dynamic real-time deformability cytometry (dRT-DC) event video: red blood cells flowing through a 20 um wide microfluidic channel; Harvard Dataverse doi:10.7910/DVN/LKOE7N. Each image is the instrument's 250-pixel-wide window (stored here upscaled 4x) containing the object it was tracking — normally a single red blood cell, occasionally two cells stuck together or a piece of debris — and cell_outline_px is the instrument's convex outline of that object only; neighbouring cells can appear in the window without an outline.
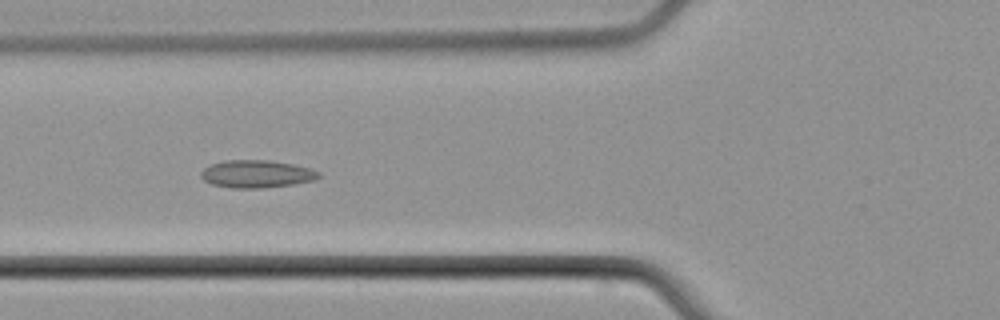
{"species": "common noctule bat (a hibernating species)", "species_latin": "Nyctalus noctula", "temperature_condition": "cold", "stored_images_in_passage": 8, "camera_frame_rate_fps": 3000, "um_per_image_px": 0.085, "animal": {"sex": "male", "body_mass_g": 21.5, "forearm_length_mm": 52.0}, "frame": {"image": 1, "passage_image": 5, "time_ms": 5.0, "image_size_px": [1000, 320], "cell_outline_px": [[320, 176], [316, 180], [292, 184], [260, 188], [232, 188], [212, 184], [204, 180], [200, 176], [200, 172], [204, 168], [212, 164], [224, 160], [268, 160], [292, 164], [308, 168], [320, 172]], "centroid_in_image_um": [21.79, 14.78], "position_along_channel_um": 104.0, "area_um2": 18.84}}
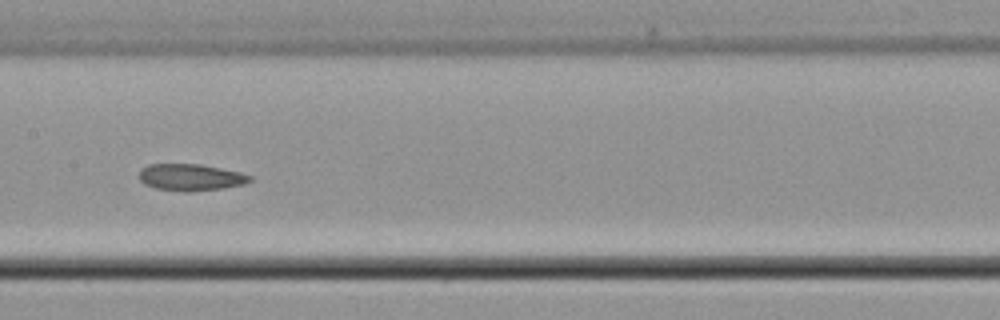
{"frame": {"image": 2, "passage_image": 7, "time_ms": 7.333, "image_size_px": [1000, 320], "cell_outline_px": [[252, 180], [244, 184], [224, 188], [188, 192], [184, 192], [156, 188], [144, 184], [140, 180], [140, 168], [148, 164], [200, 164], [240, 172], [252, 176]], "centroid_in_image_um": [16.2, 15.07], "position_along_channel_um": 191.2, "area_um2": 17.34}}
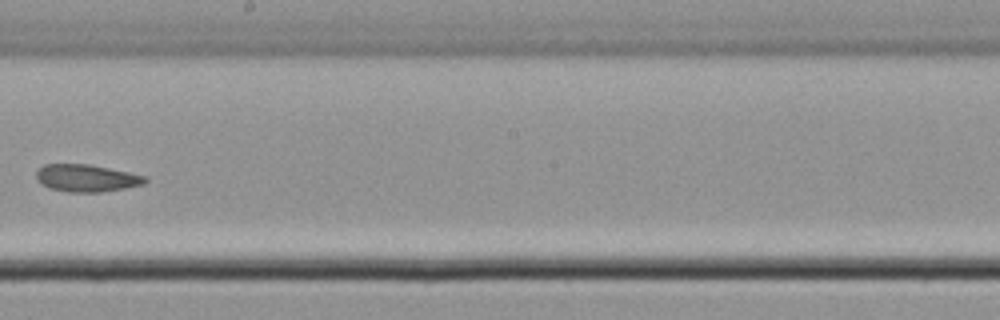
{"frame": {"image": 3, "passage_image": 8, "time_ms": 8.667, "image_size_px": [1000, 320], "cell_outline_px": [[148, 180], [144, 184], [124, 188], [100, 192], [68, 192], [48, 188], [40, 184], [36, 180], [36, 172], [44, 164], [88, 164], [128, 172], [144, 176]], "centroid_in_image_um": [7.3, 15.14], "position_along_channel_um": 240.9, "area_um2": 17.28}}